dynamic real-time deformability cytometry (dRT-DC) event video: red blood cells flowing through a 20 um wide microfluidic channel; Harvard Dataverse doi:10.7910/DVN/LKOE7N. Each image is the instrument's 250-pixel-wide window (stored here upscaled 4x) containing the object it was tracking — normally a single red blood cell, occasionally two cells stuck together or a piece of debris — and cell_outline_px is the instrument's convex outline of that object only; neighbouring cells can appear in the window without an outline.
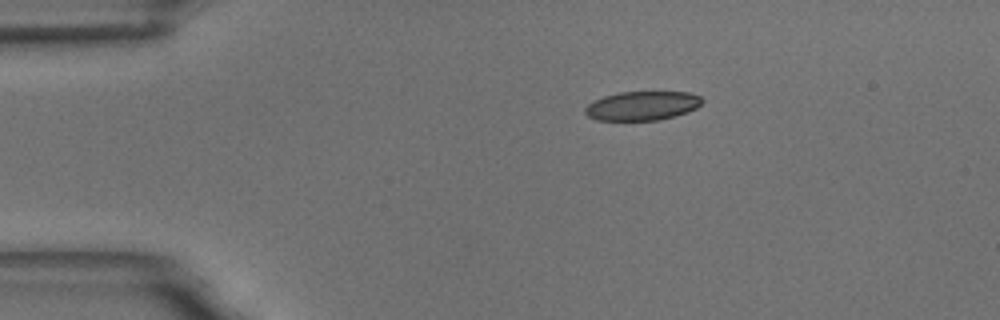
{"species": "common noctule bat (a hibernating species)", "species_latin": "Nyctalus noctula", "temperature_condition": "room temperature", "stored_images_in_passage": 33, "camera_frame_rate_fps": 3000, "um_per_image_px": 0.085, "animal": {"sex": "male", "body_mass_g": 18.8}, "frame": {"image": 1, "passage_image": 1, "time_ms": 0.0, "image_size_px": [1000, 320], "cell_outline_px": [[704, 100], [696, 108], [688, 112], [656, 120], [596, 120], [588, 116], [584, 112], [584, 108], [588, 104], [604, 96], [620, 92], [692, 92], [700, 96]], "centroid_in_image_um": [54.59, 8.98], "position_along_channel_um": 30.4, "area_um2": 19.71}}
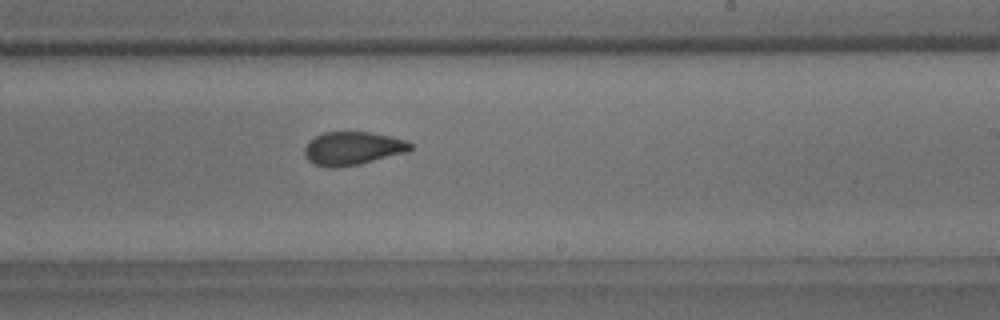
{"frame": {"image": 2, "passage_image": 24, "time_ms": 7.667, "image_size_px": [1000, 320], "cell_outline_px": [[412, 148], [408, 152], [360, 164], [336, 168], [328, 168], [312, 164], [304, 156], [304, 148], [316, 136], [324, 132], [372, 132], [404, 140], [412, 144]], "centroid_in_image_um": [29.96, 12.63], "position_along_channel_um": 259.0, "area_um2": 20.58}}
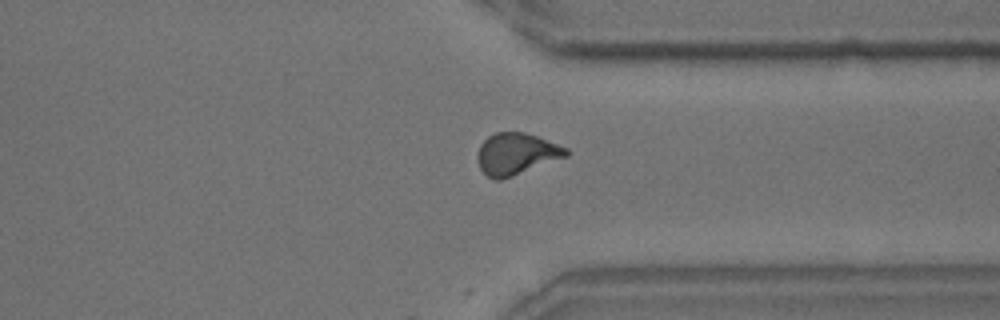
{"frame": {"image": 3, "passage_image": 33, "time_ms": 10.667, "image_size_px": [1000, 320], "cell_outline_px": [[568, 156], [512, 176], [500, 180], [496, 180], [488, 176], [480, 168], [476, 156], [480, 144], [488, 136], [496, 132], [524, 132], [536, 136], [568, 148]], "centroid_in_image_um": [43.87, 13.07], "position_along_channel_um": 367.5, "area_um2": 21.39}, "authors_computed_cell_mechanics": {"area_um2": 21.097, "velocity_mm_per_s": 3.6326, "shape_relaxation_time_tau1_ms": null, "shape_relaxation_time_tau2_ms": 1.3118, "deformation_change_tau1": null, "deformation_change_tau2": 0.0743}}